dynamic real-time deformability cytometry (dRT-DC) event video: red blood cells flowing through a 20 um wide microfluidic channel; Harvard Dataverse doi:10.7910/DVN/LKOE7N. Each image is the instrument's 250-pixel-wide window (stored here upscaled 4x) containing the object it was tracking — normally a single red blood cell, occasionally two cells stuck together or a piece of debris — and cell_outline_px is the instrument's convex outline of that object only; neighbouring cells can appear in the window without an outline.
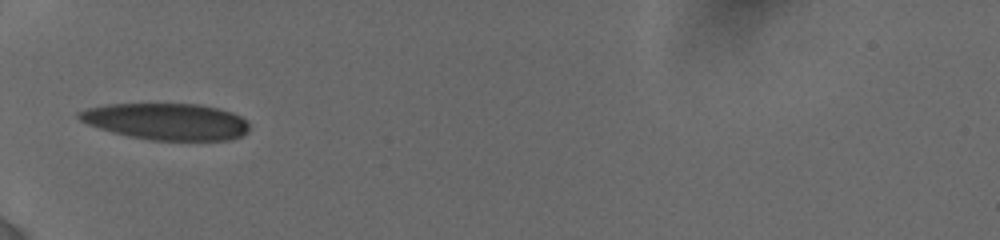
{"species": "human", "species_latin": "Homo sapiens", "temperature_condition": "cold", "stored_images_in_passage": 35, "camera_frame_rate_fps": 3000, "um_per_image_px": 0.085, "donor": {"sex": "female"}, "frame": {"image": 1, "passage_image": 1, "time_ms": 0.0, "image_size_px": [1000, 240], "cell_outline_px": [[248, 132], [240, 136], [228, 140], [152, 140], [128, 136], [112, 132], [88, 124], [80, 120], [76, 116], [76, 112], [88, 108], [108, 104], [200, 104], [220, 108], [232, 112], [240, 116], [248, 124]], "centroid_in_image_um": [14.14, 10.32], "position_along_channel_um": 70.9, "area_um2": 36.3}}
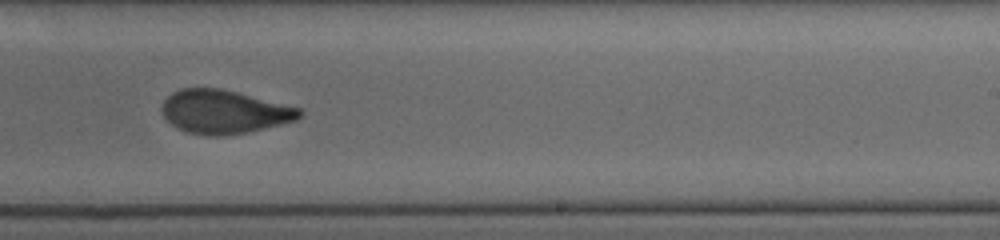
{"frame": {"image": 2, "passage_image": 16, "time_ms": 5.333, "image_size_px": [1000, 240], "cell_outline_px": [[304, 116], [296, 120], [248, 132], [220, 136], [208, 136], [184, 132], [176, 128], [164, 116], [160, 108], [164, 100], [172, 92], [180, 88], [220, 88], [300, 108], [304, 112]], "centroid_in_image_um": [19.02, 9.51], "position_along_channel_um": 270.0, "area_um2": 34.97}}
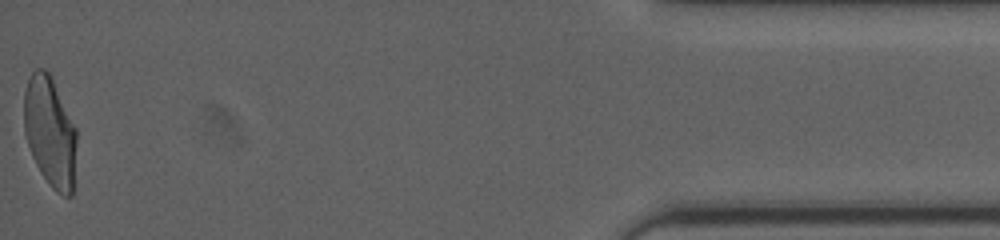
{"frame": {"image": 3, "passage_image": 35, "time_ms": 11.333, "image_size_px": [1000, 240], "cell_outline_px": [[76, 144], [72, 196], [64, 196], [56, 192], [48, 184], [40, 172], [32, 156], [24, 136], [24, 92], [28, 80], [32, 72], [36, 68], [44, 68], [52, 76], [76, 128]], "centroid_in_image_um": [4.24, 11.2], "position_along_channel_um": 431.0, "area_um2": 34.04}, "authors_computed_cell_mechanics": {"area_um2": 34.8534, "velocity_mm_per_s": 3.8427, "shape_relaxation_time_tau1_ms": 5.0902, "shape_relaxation_time_tau2_ms": 1.9595, "deformation_change_tau1": 0.1724, "deformation_change_tau2": 0.0826}}